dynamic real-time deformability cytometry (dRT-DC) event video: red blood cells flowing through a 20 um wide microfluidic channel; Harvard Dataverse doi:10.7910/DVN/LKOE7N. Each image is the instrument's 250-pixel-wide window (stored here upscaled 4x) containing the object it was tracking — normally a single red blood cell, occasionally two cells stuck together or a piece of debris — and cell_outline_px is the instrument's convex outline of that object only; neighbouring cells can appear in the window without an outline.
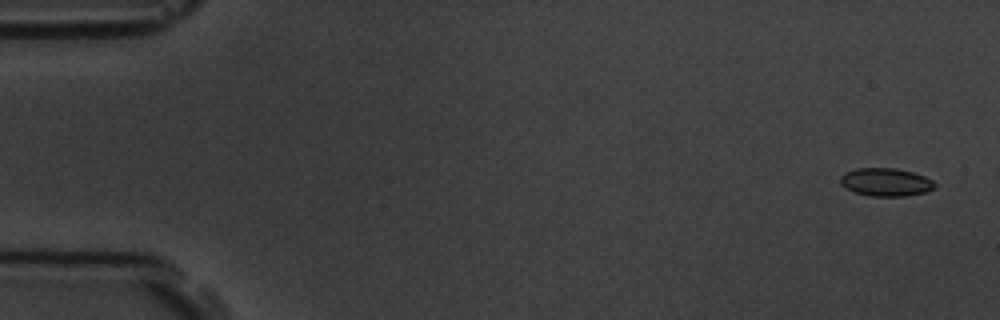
{"species": "common noctule bat (a hibernating species)", "species_latin": "Nyctalus noctula", "temperature_condition": "room temperature", "stored_images_in_passage": 5, "camera_frame_rate_fps": 3000, "um_per_image_px": 0.085, "animal": {"sex": "male", "body_mass_g": 19.5, "forearm_length_mm": 54.6}, "frame": {"image": 1, "passage_image": 1, "time_ms": 0.0, "image_size_px": [1000, 320], "cell_outline_px": [[936, 188], [924, 192], [908, 196], [868, 196], [844, 188], [840, 184], [840, 176], [844, 172], [856, 168], [896, 168], [912, 172], [924, 176], [932, 180], [936, 184]], "centroid_in_image_um": [75.27, 15.48], "position_along_channel_um": 9.7, "area_um2": 15.61}}
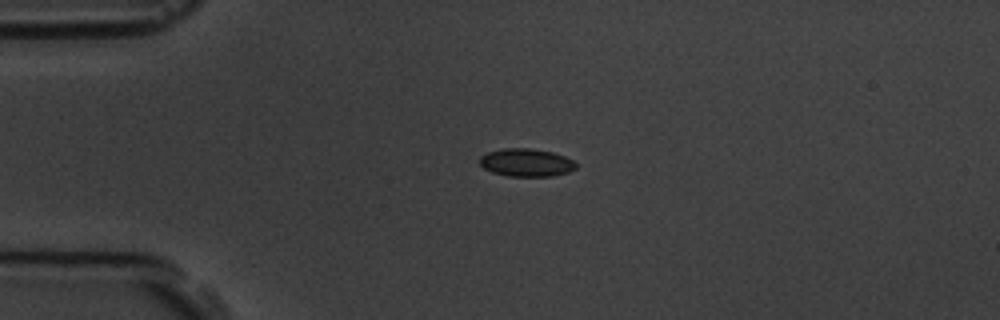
{"frame": {"image": 2, "passage_image": 4, "time_ms": 3.667, "image_size_px": [1000, 320], "cell_outline_px": [[576, 168], [568, 172], [552, 176], [508, 176], [492, 172], [484, 168], [480, 164], [480, 156], [488, 152], [504, 148], [528, 148], [552, 152], [564, 156], [572, 160], [576, 164]], "centroid_in_image_um": [44.72, 13.82], "position_along_channel_um": 40.3, "area_um2": 15.55}}